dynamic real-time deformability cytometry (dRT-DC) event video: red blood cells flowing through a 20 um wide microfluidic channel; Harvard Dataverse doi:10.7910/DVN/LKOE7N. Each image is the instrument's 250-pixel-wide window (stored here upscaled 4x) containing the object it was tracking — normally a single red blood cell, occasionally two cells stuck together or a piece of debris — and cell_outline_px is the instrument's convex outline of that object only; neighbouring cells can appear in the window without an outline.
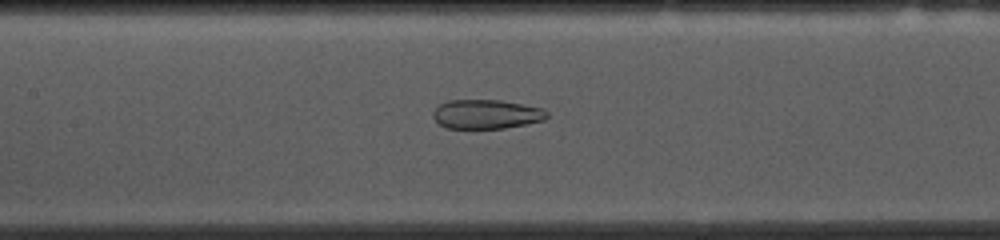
{"species": "common noctule bat (a hibernating species)", "species_latin": "Nyctalus noctula", "temperature_condition": "cold", "stored_images_in_passage": 45, "camera_frame_rate_fps": 3000, "um_per_image_px": 0.085, "animal": {"sex": "female", "body_mass_g": 10.0, "forearm_length_mm": 53.1}, "frame": {"image": 1, "passage_image": 15, "time_ms": 4.667, "image_size_px": [1000, 240], "cell_outline_px": [[548, 116], [544, 120], [504, 128], [444, 128], [432, 116], [432, 112], [440, 104], [448, 100], [500, 100], [544, 108], [548, 112]], "centroid_in_image_um": [41.34, 9.7], "position_along_channel_um": 166.1, "area_um2": 19.36}}
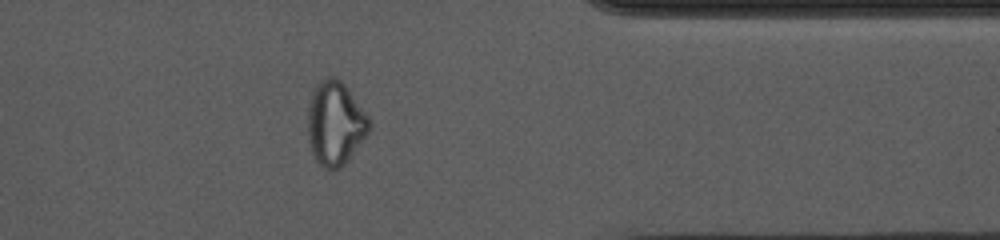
{"frame": {"image": 2, "passage_image": 34, "time_ms": 11.0, "image_size_px": [1000, 240], "cell_outline_px": [[372, 124], [368, 132], [348, 160], [344, 164], [336, 168], [324, 168], [312, 156], [308, 144], [308, 108], [312, 92], [316, 84], [324, 76], [332, 76], [340, 80], [348, 88], [368, 116]], "centroid_in_image_um": [28.47, 10.46], "position_along_channel_um": 382.9, "area_um2": 30.0}}
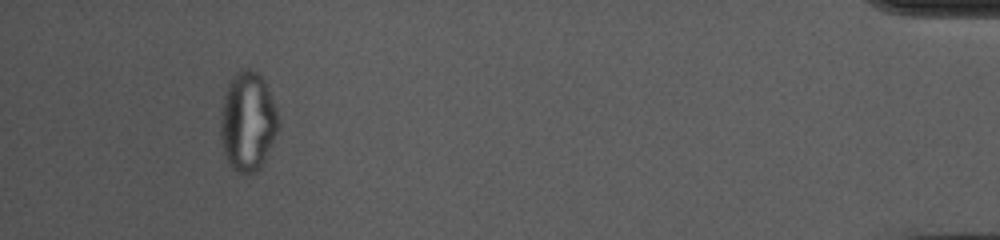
{"frame": {"image": 3, "passage_image": 41, "time_ms": 13.333, "image_size_px": [1000, 240], "cell_outline_px": [[280, 124], [264, 164], [256, 172], [248, 176], [240, 176], [228, 164], [224, 156], [220, 136], [220, 112], [224, 96], [228, 84], [232, 76], [240, 68], [248, 68], [256, 72], [264, 80], [280, 116]], "centroid_in_image_um": [21.05, 10.39], "position_along_channel_um": 414.1, "area_um2": 34.39}, "authors_computed_cell_mechanics": {"area_um2": 27.455, "velocity_mm_per_s": 3.6979, "shape_relaxation_time_tau1_ms": null, "shape_relaxation_time_tau2_ms": 1.8261, "deformation_change_tau1": null, "deformation_change_tau2": 0.0748}}